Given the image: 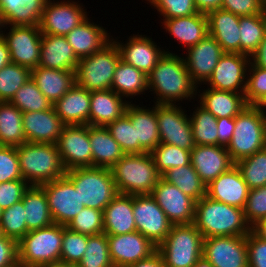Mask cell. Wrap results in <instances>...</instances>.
Instances as JSON below:
<instances>
[{
    "label": "cell",
    "mask_w": 266,
    "mask_h": 267,
    "mask_svg": "<svg viewBox=\"0 0 266 267\" xmlns=\"http://www.w3.org/2000/svg\"><path fill=\"white\" fill-rule=\"evenodd\" d=\"M249 189L266 185V147L235 163Z\"/></svg>",
    "instance_id": "cell-43"
},
{
    "label": "cell",
    "mask_w": 266,
    "mask_h": 267,
    "mask_svg": "<svg viewBox=\"0 0 266 267\" xmlns=\"http://www.w3.org/2000/svg\"><path fill=\"white\" fill-rule=\"evenodd\" d=\"M119 49L121 60L127 64L134 66L144 74L148 75L156 66L159 59L164 55L165 50H162L157 44L155 45L152 38L145 35L130 36L127 42H118L112 39Z\"/></svg>",
    "instance_id": "cell-22"
},
{
    "label": "cell",
    "mask_w": 266,
    "mask_h": 267,
    "mask_svg": "<svg viewBox=\"0 0 266 267\" xmlns=\"http://www.w3.org/2000/svg\"><path fill=\"white\" fill-rule=\"evenodd\" d=\"M89 139L92 167L111 168L125 155L106 127L89 125Z\"/></svg>",
    "instance_id": "cell-36"
},
{
    "label": "cell",
    "mask_w": 266,
    "mask_h": 267,
    "mask_svg": "<svg viewBox=\"0 0 266 267\" xmlns=\"http://www.w3.org/2000/svg\"><path fill=\"white\" fill-rule=\"evenodd\" d=\"M195 227L204 238L244 236L252 231L244 216V209L212 200L204 196L196 202Z\"/></svg>",
    "instance_id": "cell-2"
},
{
    "label": "cell",
    "mask_w": 266,
    "mask_h": 267,
    "mask_svg": "<svg viewBox=\"0 0 266 267\" xmlns=\"http://www.w3.org/2000/svg\"><path fill=\"white\" fill-rule=\"evenodd\" d=\"M244 95L248 105L262 106L266 102V69L250 62Z\"/></svg>",
    "instance_id": "cell-52"
},
{
    "label": "cell",
    "mask_w": 266,
    "mask_h": 267,
    "mask_svg": "<svg viewBox=\"0 0 266 267\" xmlns=\"http://www.w3.org/2000/svg\"><path fill=\"white\" fill-rule=\"evenodd\" d=\"M110 170L119 194H151L162 178L150 153L125 154Z\"/></svg>",
    "instance_id": "cell-4"
},
{
    "label": "cell",
    "mask_w": 266,
    "mask_h": 267,
    "mask_svg": "<svg viewBox=\"0 0 266 267\" xmlns=\"http://www.w3.org/2000/svg\"><path fill=\"white\" fill-rule=\"evenodd\" d=\"M111 90L123 98L141 95L148 90L147 75L120 59L114 72Z\"/></svg>",
    "instance_id": "cell-38"
},
{
    "label": "cell",
    "mask_w": 266,
    "mask_h": 267,
    "mask_svg": "<svg viewBox=\"0 0 266 267\" xmlns=\"http://www.w3.org/2000/svg\"><path fill=\"white\" fill-rule=\"evenodd\" d=\"M89 20L87 18L65 36L79 59L99 51L113 38L112 36L110 38L102 25L99 26Z\"/></svg>",
    "instance_id": "cell-32"
},
{
    "label": "cell",
    "mask_w": 266,
    "mask_h": 267,
    "mask_svg": "<svg viewBox=\"0 0 266 267\" xmlns=\"http://www.w3.org/2000/svg\"><path fill=\"white\" fill-rule=\"evenodd\" d=\"M120 59L119 49L111 40L99 51L79 60L75 69V83L90 92L111 89Z\"/></svg>",
    "instance_id": "cell-9"
},
{
    "label": "cell",
    "mask_w": 266,
    "mask_h": 267,
    "mask_svg": "<svg viewBox=\"0 0 266 267\" xmlns=\"http://www.w3.org/2000/svg\"><path fill=\"white\" fill-rule=\"evenodd\" d=\"M110 259L114 267H126L149 257L157 250L149 239L138 231L107 235Z\"/></svg>",
    "instance_id": "cell-19"
},
{
    "label": "cell",
    "mask_w": 266,
    "mask_h": 267,
    "mask_svg": "<svg viewBox=\"0 0 266 267\" xmlns=\"http://www.w3.org/2000/svg\"><path fill=\"white\" fill-rule=\"evenodd\" d=\"M20 266L18 262V242L5 235L0 236V267Z\"/></svg>",
    "instance_id": "cell-59"
},
{
    "label": "cell",
    "mask_w": 266,
    "mask_h": 267,
    "mask_svg": "<svg viewBox=\"0 0 266 267\" xmlns=\"http://www.w3.org/2000/svg\"><path fill=\"white\" fill-rule=\"evenodd\" d=\"M221 9L240 17L253 16L263 12L262 0H222Z\"/></svg>",
    "instance_id": "cell-58"
},
{
    "label": "cell",
    "mask_w": 266,
    "mask_h": 267,
    "mask_svg": "<svg viewBox=\"0 0 266 267\" xmlns=\"http://www.w3.org/2000/svg\"><path fill=\"white\" fill-rule=\"evenodd\" d=\"M31 79L53 105L75 84V71L48 69L37 66L31 69Z\"/></svg>",
    "instance_id": "cell-35"
},
{
    "label": "cell",
    "mask_w": 266,
    "mask_h": 267,
    "mask_svg": "<svg viewBox=\"0 0 266 267\" xmlns=\"http://www.w3.org/2000/svg\"><path fill=\"white\" fill-rule=\"evenodd\" d=\"M24 206L26 226L29 231L52 225L45 191L41 186L30 185L21 200Z\"/></svg>",
    "instance_id": "cell-37"
},
{
    "label": "cell",
    "mask_w": 266,
    "mask_h": 267,
    "mask_svg": "<svg viewBox=\"0 0 266 267\" xmlns=\"http://www.w3.org/2000/svg\"><path fill=\"white\" fill-rule=\"evenodd\" d=\"M63 241V225L50 226L29 231L18 241L20 267H42L59 262Z\"/></svg>",
    "instance_id": "cell-6"
},
{
    "label": "cell",
    "mask_w": 266,
    "mask_h": 267,
    "mask_svg": "<svg viewBox=\"0 0 266 267\" xmlns=\"http://www.w3.org/2000/svg\"><path fill=\"white\" fill-rule=\"evenodd\" d=\"M79 60L65 36L42 34L40 67L75 71Z\"/></svg>",
    "instance_id": "cell-25"
},
{
    "label": "cell",
    "mask_w": 266,
    "mask_h": 267,
    "mask_svg": "<svg viewBox=\"0 0 266 267\" xmlns=\"http://www.w3.org/2000/svg\"><path fill=\"white\" fill-rule=\"evenodd\" d=\"M87 241L88 235L72 231L63 225L60 261L76 267L85 253Z\"/></svg>",
    "instance_id": "cell-51"
},
{
    "label": "cell",
    "mask_w": 266,
    "mask_h": 267,
    "mask_svg": "<svg viewBox=\"0 0 266 267\" xmlns=\"http://www.w3.org/2000/svg\"><path fill=\"white\" fill-rule=\"evenodd\" d=\"M263 13L266 15V0H262Z\"/></svg>",
    "instance_id": "cell-68"
},
{
    "label": "cell",
    "mask_w": 266,
    "mask_h": 267,
    "mask_svg": "<svg viewBox=\"0 0 266 267\" xmlns=\"http://www.w3.org/2000/svg\"><path fill=\"white\" fill-rule=\"evenodd\" d=\"M90 101V91L75 83L52 106L65 125H89Z\"/></svg>",
    "instance_id": "cell-27"
},
{
    "label": "cell",
    "mask_w": 266,
    "mask_h": 267,
    "mask_svg": "<svg viewBox=\"0 0 266 267\" xmlns=\"http://www.w3.org/2000/svg\"><path fill=\"white\" fill-rule=\"evenodd\" d=\"M239 26L240 53L251 57L266 35V15L240 17Z\"/></svg>",
    "instance_id": "cell-41"
},
{
    "label": "cell",
    "mask_w": 266,
    "mask_h": 267,
    "mask_svg": "<svg viewBox=\"0 0 266 267\" xmlns=\"http://www.w3.org/2000/svg\"><path fill=\"white\" fill-rule=\"evenodd\" d=\"M163 16L162 20L198 13L194 0H147Z\"/></svg>",
    "instance_id": "cell-53"
},
{
    "label": "cell",
    "mask_w": 266,
    "mask_h": 267,
    "mask_svg": "<svg viewBox=\"0 0 266 267\" xmlns=\"http://www.w3.org/2000/svg\"><path fill=\"white\" fill-rule=\"evenodd\" d=\"M173 225L194 222L196 201L163 178L150 194Z\"/></svg>",
    "instance_id": "cell-18"
},
{
    "label": "cell",
    "mask_w": 266,
    "mask_h": 267,
    "mask_svg": "<svg viewBox=\"0 0 266 267\" xmlns=\"http://www.w3.org/2000/svg\"><path fill=\"white\" fill-rule=\"evenodd\" d=\"M244 216L251 228L266 218V185L249 189Z\"/></svg>",
    "instance_id": "cell-54"
},
{
    "label": "cell",
    "mask_w": 266,
    "mask_h": 267,
    "mask_svg": "<svg viewBox=\"0 0 266 267\" xmlns=\"http://www.w3.org/2000/svg\"><path fill=\"white\" fill-rule=\"evenodd\" d=\"M65 176L78 189L84 207L103 211L118 194L110 168H72L66 171Z\"/></svg>",
    "instance_id": "cell-7"
},
{
    "label": "cell",
    "mask_w": 266,
    "mask_h": 267,
    "mask_svg": "<svg viewBox=\"0 0 266 267\" xmlns=\"http://www.w3.org/2000/svg\"><path fill=\"white\" fill-rule=\"evenodd\" d=\"M165 31L188 49L209 35L208 19L205 13H195L187 17L163 20Z\"/></svg>",
    "instance_id": "cell-33"
},
{
    "label": "cell",
    "mask_w": 266,
    "mask_h": 267,
    "mask_svg": "<svg viewBox=\"0 0 266 267\" xmlns=\"http://www.w3.org/2000/svg\"><path fill=\"white\" fill-rule=\"evenodd\" d=\"M16 149L23 180L29 185L40 186L65 176L56 144L26 142Z\"/></svg>",
    "instance_id": "cell-3"
},
{
    "label": "cell",
    "mask_w": 266,
    "mask_h": 267,
    "mask_svg": "<svg viewBox=\"0 0 266 267\" xmlns=\"http://www.w3.org/2000/svg\"><path fill=\"white\" fill-rule=\"evenodd\" d=\"M162 178L178 187L196 202L206 196V185L200 179L191 163L169 169L162 175Z\"/></svg>",
    "instance_id": "cell-40"
},
{
    "label": "cell",
    "mask_w": 266,
    "mask_h": 267,
    "mask_svg": "<svg viewBox=\"0 0 266 267\" xmlns=\"http://www.w3.org/2000/svg\"><path fill=\"white\" fill-rule=\"evenodd\" d=\"M23 113L10 102H0V146H20L26 143L22 123Z\"/></svg>",
    "instance_id": "cell-39"
},
{
    "label": "cell",
    "mask_w": 266,
    "mask_h": 267,
    "mask_svg": "<svg viewBox=\"0 0 266 267\" xmlns=\"http://www.w3.org/2000/svg\"><path fill=\"white\" fill-rule=\"evenodd\" d=\"M0 229L2 235L14 239L17 242L29 232L26 226L22 201L3 210Z\"/></svg>",
    "instance_id": "cell-48"
},
{
    "label": "cell",
    "mask_w": 266,
    "mask_h": 267,
    "mask_svg": "<svg viewBox=\"0 0 266 267\" xmlns=\"http://www.w3.org/2000/svg\"><path fill=\"white\" fill-rule=\"evenodd\" d=\"M31 78V70L16 63L0 69V102H10L19 88Z\"/></svg>",
    "instance_id": "cell-44"
},
{
    "label": "cell",
    "mask_w": 266,
    "mask_h": 267,
    "mask_svg": "<svg viewBox=\"0 0 266 267\" xmlns=\"http://www.w3.org/2000/svg\"><path fill=\"white\" fill-rule=\"evenodd\" d=\"M29 184L23 180H14L0 183V207L5 210L22 200Z\"/></svg>",
    "instance_id": "cell-56"
},
{
    "label": "cell",
    "mask_w": 266,
    "mask_h": 267,
    "mask_svg": "<svg viewBox=\"0 0 266 267\" xmlns=\"http://www.w3.org/2000/svg\"><path fill=\"white\" fill-rule=\"evenodd\" d=\"M248 193V185L236 165L206 185V196L240 209L245 208Z\"/></svg>",
    "instance_id": "cell-23"
},
{
    "label": "cell",
    "mask_w": 266,
    "mask_h": 267,
    "mask_svg": "<svg viewBox=\"0 0 266 267\" xmlns=\"http://www.w3.org/2000/svg\"><path fill=\"white\" fill-rule=\"evenodd\" d=\"M184 58L191 80L198 84L205 83L212 75L215 66L225 53L219 43L210 35L187 50Z\"/></svg>",
    "instance_id": "cell-20"
},
{
    "label": "cell",
    "mask_w": 266,
    "mask_h": 267,
    "mask_svg": "<svg viewBox=\"0 0 266 267\" xmlns=\"http://www.w3.org/2000/svg\"><path fill=\"white\" fill-rule=\"evenodd\" d=\"M200 106L215 118H235L248 106L245 95L237 92L219 91L212 88L198 91Z\"/></svg>",
    "instance_id": "cell-34"
},
{
    "label": "cell",
    "mask_w": 266,
    "mask_h": 267,
    "mask_svg": "<svg viewBox=\"0 0 266 267\" xmlns=\"http://www.w3.org/2000/svg\"><path fill=\"white\" fill-rule=\"evenodd\" d=\"M181 106L156 104L160 143L191 151L194 146L190 118Z\"/></svg>",
    "instance_id": "cell-10"
},
{
    "label": "cell",
    "mask_w": 266,
    "mask_h": 267,
    "mask_svg": "<svg viewBox=\"0 0 266 267\" xmlns=\"http://www.w3.org/2000/svg\"><path fill=\"white\" fill-rule=\"evenodd\" d=\"M42 267H75V266L59 261V262L50 263Z\"/></svg>",
    "instance_id": "cell-67"
},
{
    "label": "cell",
    "mask_w": 266,
    "mask_h": 267,
    "mask_svg": "<svg viewBox=\"0 0 266 267\" xmlns=\"http://www.w3.org/2000/svg\"><path fill=\"white\" fill-rule=\"evenodd\" d=\"M126 267H165L162 255L158 250L152 253L149 257L139 260Z\"/></svg>",
    "instance_id": "cell-61"
},
{
    "label": "cell",
    "mask_w": 266,
    "mask_h": 267,
    "mask_svg": "<svg viewBox=\"0 0 266 267\" xmlns=\"http://www.w3.org/2000/svg\"><path fill=\"white\" fill-rule=\"evenodd\" d=\"M202 256L213 267H249L246 235L204 238Z\"/></svg>",
    "instance_id": "cell-17"
},
{
    "label": "cell",
    "mask_w": 266,
    "mask_h": 267,
    "mask_svg": "<svg viewBox=\"0 0 266 267\" xmlns=\"http://www.w3.org/2000/svg\"><path fill=\"white\" fill-rule=\"evenodd\" d=\"M2 213H3V209L0 207V220H1Z\"/></svg>",
    "instance_id": "cell-69"
},
{
    "label": "cell",
    "mask_w": 266,
    "mask_h": 267,
    "mask_svg": "<svg viewBox=\"0 0 266 267\" xmlns=\"http://www.w3.org/2000/svg\"><path fill=\"white\" fill-rule=\"evenodd\" d=\"M23 179L17 149L14 146H0V183Z\"/></svg>",
    "instance_id": "cell-55"
},
{
    "label": "cell",
    "mask_w": 266,
    "mask_h": 267,
    "mask_svg": "<svg viewBox=\"0 0 266 267\" xmlns=\"http://www.w3.org/2000/svg\"><path fill=\"white\" fill-rule=\"evenodd\" d=\"M250 62L255 66L266 69V35L257 50L251 55Z\"/></svg>",
    "instance_id": "cell-62"
},
{
    "label": "cell",
    "mask_w": 266,
    "mask_h": 267,
    "mask_svg": "<svg viewBox=\"0 0 266 267\" xmlns=\"http://www.w3.org/2000/svg\"><path fill=\"white\" fill-rule=\"evenodd\" d=\"M106 128L125 154H140V144L136 141L135 128L126 114L108 124Z\"/></svg>",
    "instance_id": "cell-49"
},
{
    "label": "cell",
    "mask_w": 266,
    "mask_h": 267,
    "mask_svg": "<svg viewBox=\"0 0 266 267\" xmlns=\"http://www.w3.org/2000/svg\"><path fill=\"white\" fill-rule=\"evenodd\" d=\"M222 0H194L198 12L207 14L209 11L220 9Z\"/></svg>",
    "instance_id": "cell-63"
},
{
    "label": "cell",
    "mask_w": 266,
    "mask_h": 267,
    "mask_svg": "<svg viewBox=\"0 0 266 267\" xmlns=\"http://www.w3.org/2000/svg\"><path fill=\"white\" fill-rule=\"evenodd\" d=\"M133 215L137 231L157 247L173 225L150 194L133 195Z\"/></svg>",
    "instance_id": "cell-11"
},
{
    "label": "cell",
    "mask_w": 266,
    "mask_h": 267,
    "mask_svg": "<svg viewBox=\"0 0 266 267\" xmlns=\"http://www.w3.org/2000/svg\"><path fill=\"white\" fill-rule=\"evenodd\" d=\"M252 231L266 242V218L260 220L256 225L252 227Z\"/></svg>",
    "instance_id": "cell-65"
},
{
    "label": "cell",
    "mask_w": 266,
    "mask_h": 267,
    "mask_svg": "<svg viewBox=\"0 0 266 267\" xmlns=\"http://www.w3.org/2000/svg\"><path fill=\"white\" fill-rule=\"evenodd\" d=\"M103 219V211L84 207L66 227L88 236L99 235L104 233Z\"/></svg>",
    "instance_id": "cell-50"
},
{
    "label": "cell",
    "mask_w": 266,
    "mask_h": 267,
    "mask_svg": "<svg viewBox=\"0 0 266 267\" xmlns=\"http://www.w3.org/2000/svg\"><path fill=\"white\" fill-rule=\"evenodd\" d=\"M103 228L107 235L137 231L133 215V195L117 194L103 210Z\"/></svg>",
    "instance_id": "cell-30"
},
{
    "label": "cell",
    "mask_w": 266,
    "mask_h": 267,
    "mask_svg": "<svg viewBox=\"0 0 266 267\" xmlns=\"http://www.w3.org/2000/svg\"><path fill=\"white\" fill-rule=\"evenodd\" d=\"M40 186L45 191L54 223L66 226L84 208L78 189L66 176Z\"/></svg>",
    "instance_id": "cell-13"
},
{
    "label": "cell",
    "mask_w": 266,
    "mask_h": 267,
    "mask_svg": "<svg viewBox=\"0 0 266 267\" xmlns=\"http://www.w3.org/2000/svg\"><path fill=\"white\" fill-rule=\"evenodd\" d=\"M192 267H213L203 256Z\"/></svg>",
    "instance_id": "cell-66"
},
{
    "label": "cell",
    "mask_w": 266,
    "mask_h": 267,
    "mask_svg": "<svg viewBox=\"0 0 266 267\" xmlns=\"http://www.w3.org/2000/svg\"><path fill=\"white\" fill-rule=\"evenodd\" d=\"M125 114L130 118L132 126L135 128L136 141L140 144V154L150 153L160 144L156 104L147 109L129 102Z\"/></svg>",
    "instance_id": "cell-28"
},
{
    "label": "cell",
    "mask_w": 266,
    "mask_h": 267,
    "mask_svg": "<svg viewBox=\"0 0 266 267\" xmlns=\"http://www.w3.org/2000/svg\"><path fill=\"white\" fill-rule=\"evenodd\" d=\"M70 1H46L39 23L42 34L66 36L88 18L83 5Z\"/></svg>",
    "instance_id": "cell-15"
},
{
    "label": "cell",
    "mask_w": 266,
    "mask_h": 267,
    "mask_svg": "<svg viewBox=\"0 0 266 267\" xmlns=\"http://www.w3.org/2000/svg\"><path fill=\"white\" fill-rule=\"evenodd\" d=\"M217 128L218 145L227 147L235 130V118L224 117L217 119Z\"/></svg>",
    "instance_id": "cell-60"
},
{
    "label": "cell",
    "mask_w": 266,
    "mask_h": 267,
    "mask_svg": "<svg viewBox=\"0 0 266 267\" xmlns=\"http://www.w3.org/2000/svg\"><path fill=\"white\" fill-rule=\"evenodd\" d=\"M89 125L90 126H103L121 118L129 105V101L122 100L111 89L91 91Z\"/></svg>",
    "instance_id": "cell-29"
},
{
    "label": "cell",
    "mask_w": 266,
    "mask_h": 267,
    "mask_svg": "<svg viewBox=\"0 0 266 267\" xmlns=\"http://www.w3.org/2000/svg\"><path fill=\"white\" fill-rule=\"evenodd\" d=\"M10 103L22 113L39 112L52 107L50 101L42 94L31 78L19 88Z\"/></svg>",
    "instance_id": "cell-45"
},
{
    "label": "cell",
    "mask_w": 266,
    "mask_h": 267,
    "mask_svg": "<svg viewBox=\"0 0 266 267\" xmlns=\"http://www.w3.org/2000/svg\"><path fill=\"white\" fill-rule=\"evenodd\" d=\"M147 78L148 90L156 94L154 104L175 105L197 96L198 86L191 80L184 58L172 52L164 53Z\"/></svg>",
    "instance_id": "cell-1"
},
{
    "label": "cell",
    "mask_w": 266,
    "mask_h": 267,
    "mask_svg": "<svg viewBox=\"0 0 266 267\" xmlns=\"http://www.w3.org/2000/svg\"><path fill=\"white\" fill-rule=\"evenodd\" d=\"M203 241V235L193 223L172 225L157 250L165 267H192L202 257Z\"/></svg>",
    "instance_id": "cell-8"
},
{
    "label": "cell",
    "mask_w": 266,
    "mask_h": 267,
    "mask_svg": "<svg viewBox=\"0 0 266 267\" xmlns=\"http://www.w3.org/2000/svg\"><path fill=\"white\" fill-rule=\"evenodd\" d=\"M266 147V115L262 106L248 105L235 117V130L227 145L232 160L253 155Z\"/></svg>",
    "instance_id": "cell-5"
},
{
    "label": "cell",
    "mask_w": 266,
    "mask_h": 267,
    "mask_svg": "<svg viewBox=\"0 0 266 267\" xmlns=\"http://www.w3.org/2000/svg\"><path fill=\"white\" fill-rule=\"evenodd\" d=\"M249 267H266V242L253 231L246 235Z\"/></svg>",
    "instance_id": "cell-57"
},
{
    "label": "cell",
    "mask_w": 266,
    "mask_h": 267,
    "mask_svg": "<svg viewBox=\"0 0 266 267\" xmlns=\"http://www.w3.org/2000/svg\"><path fill=\"white\" fill-rule=\"evenodd\" d=\"M249 64V56L225 52L204 84L209 83L207 88L244 94Z\"/></svg>",
    "instance_id": "cell-16"
},
{
    "label": "cell",
    "mask_w": 266,
    "mask_h": 267,
    "mask_svg": "<svg viewBox=\"0 0 266 267\" xmlns=\"http://www.w3.org/2000/svg\"><path fill=\"white\" fill-rule=\"evenodd\" d=\"M11 63L10 52L4 38L0 34V69Z\"/></svg>",
    "instance_id": "cell-64"
},
{
    "label": "cell",
    "mask_w": 266,
    "mask_h": 267,
    "mask_svg": "<svg viewBox=\"0 0 266 267\" xmlns=\"http://www.w3.org/2000/svg\"><path fill=\"white\" fill-rule=\"evenodd\" d=\"M46 1L0 0V29L7 25H39Z\"/></svg>",
    "instance_id": "cell-31"
},
{
    "label": "cell",
    "mask_w": 266,
    "mask_h": 267,
    "mask_svg": "<svg viewBox=\"0 0 266 267\" xmlns=\"http://www.w3.org/2000/svg\"><path fill=\"white\" fill-rule=\"evenodd\" d=\"M190 116L195 145H218L217 118L200 105Z\"/></svg>",
    "instance_id": "cell-42"
},
{
    "label": "cell",
    "mask_w": 266,
    "mask_h": 267,
    "mask_svg": "<svg viewBox=\"0 0 266 267\" xmlns=\"http://www.w3.org/2000/svg\"><path fill=\"white\" fill-rule=\"evenodd\" d=\"M64 169L92 167L89 125H65L56 142Z\"/></svg>",
    "instance_id": "cell-14"
},
{
    "label": "cell",
    "mask_w": 266,
    "mask_h": 267,
    "mask_svg": "<svg viewBox=\"0 0 266 267\" xmlns=\"http://www.w3.org/2000/svg\"><path fill=\"white\" fill-rule=\"evenodd\" d=\"M150 154L161 175L173 167L184 166L191 163L190 151L170 144L160 143Z\"/></svg>",
    "instance_id": "cell-47"
},
{
    "label": "cell",
    "mask_w": 266,
    "mask_h": 267,
    "mask_svg": "<svg viewBox=\"0 0 266 267\" xmlns=\"http://www.w3.org/2000/svg\"><path fill=\"white\" fill-rule=\"evenodd\" d=\"M26 142L56 144L65 124L53 106L39 112H25L22 117Z\"/></svg>",
    "instance_id": "cell-24"
},
{
    "label": "cell",
    "mask_w": 266,
    "mask_h": 267,
    "mask_svg": "<svg viewBox=\"0 0 266 267\" xmlns=\"http://www.w3.org/2000/svg\"><path fill=\"white\" fill-rule=\"evenodd\" d=\"M76 267H114L110 259L107 234L88 236L85 253Z\"/></svg>",
    "instance_id": "cell-46"
},
{
    "label": "cell",
    "mask_w": 266,
    "mask_h": 267,
    "mask_svg": "<svg viewBox=\"0 0 266 267\" xmlns=\"http://www.w3.org/2000/svg\"><path fill=\"white\" fill-rule=\"evenodd\" d=\"M190 158L191 165L205 185L235 165L227 148L219 145H195L190 151Z\"/></svg>",
    "instance_id": "cell-21"
},
{
    "label": "cell",
    "mask_w": 266,
    "mask_h": 267,
    "mask_svg": "<svg viewBox=\"0 0 266 267\" xmlns=\"http://www.w3.org/2000/svg\"><path fill=\"white\" fill-rule=\"evenodd\" d=\"M8 31L5 35L0 29V34L7 43L11 62L27 67L30 70L39 66L42 41L39 25H11Z\"/></svg>",
    "instance_id": "cell-12"
},
{
    "label": "cell",
    "mask_w": 266,
    "mask_h": 267,
    "mask_svg": "<svg viewBox=\"0 0 266 267\" xmlns=\"http://www.w3.org/2000/svg\"><path fill=\"white\" fill-rule=\"evenodd\" d=\"M209 35L224 52L240 53V16L223 9H215L207 14Z\"/></svg>",
    "instance_id": "cell-26"
}]
</instances>
